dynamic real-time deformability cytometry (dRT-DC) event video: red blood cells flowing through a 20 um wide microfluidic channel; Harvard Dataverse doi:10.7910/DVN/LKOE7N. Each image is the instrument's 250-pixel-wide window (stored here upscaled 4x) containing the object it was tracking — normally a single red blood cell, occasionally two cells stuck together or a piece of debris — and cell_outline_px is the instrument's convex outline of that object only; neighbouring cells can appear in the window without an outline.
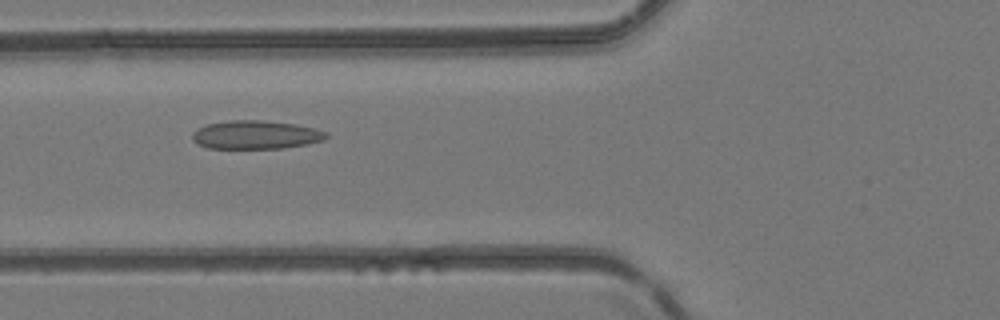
{"species": "common noctule bat (a hibernating species)", "species_latin": "Nyctalus noctula", "temperature_condition": "room temperature", "stored_images_in_passage": 48, "camera_frame_rate_fps": 3000, "um_per_image_px": 0.085, "animal": {"sex": "female", "body_mass_g": 24.6, "forearm_length_mm": 56.2}, "frame": {"image": 1, "passage_image": 19, "time_ms": 6.0, "image_size_px": [1000, 320], "cell_outline_px": [[328, 136], [324, 140], [308, 144], [284, 148], [208, 148], [196, 144], [192, 140], [192, 132], [208, 124], [232, 120], [260, 120], [296, 124], [328, 132]], "centroid_in_image_um": [21.75, 11.46], "position_along_channel_um": 104.1, "area_um2": 22.2}}
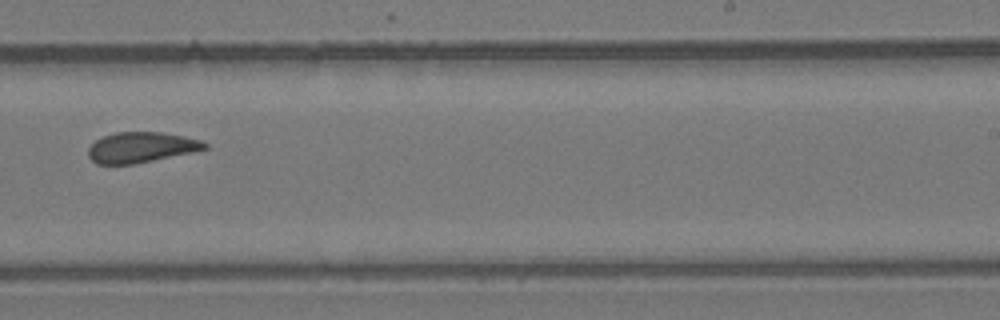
{"frame": {"image": 2, "passage_image": 31, "time_ms": 10.0, "image_size_px": [1000, 320], "cell_outline_px": [[208, 148], [192, 152], [132, 164], [96, 164], [88, 156], [88, 148], [96, 140], [104, 136], [116, 132], [164, 132], [184, 136], [200, 140], [208, 144]], "centroid_in_image_um": [11.99, 12.52], "position_along_channel_um": 277.0, "area_um2": 20.52}}
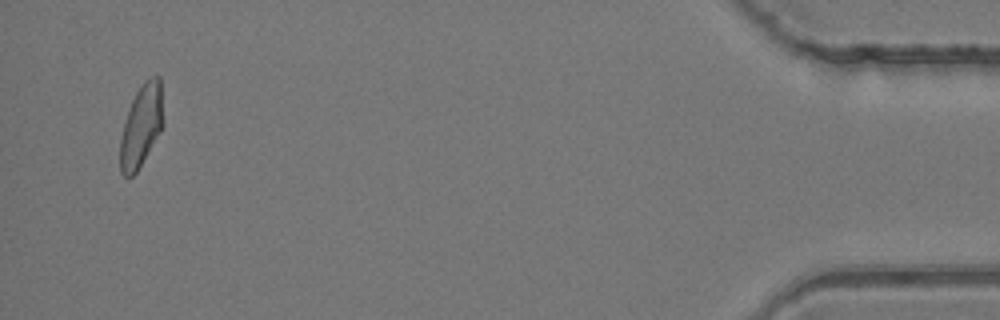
{"frame": {"image": 3, "passage_image": 47, "time_ms": 15.333, "image_size_px": [1000, 320], "cell_outline_px": [[164, 128], [136, 172], [132, 176], [124, 176], [120, 172], [120, 140], [124, 124], [132, 100], [136, 92], [144, 80], [152, 76], [160, 76], [164, 120]], "centroid_in_image_um": [12.05, 10.68], "position_along_channel_um": 423.2, "area_um2": 20.81}}